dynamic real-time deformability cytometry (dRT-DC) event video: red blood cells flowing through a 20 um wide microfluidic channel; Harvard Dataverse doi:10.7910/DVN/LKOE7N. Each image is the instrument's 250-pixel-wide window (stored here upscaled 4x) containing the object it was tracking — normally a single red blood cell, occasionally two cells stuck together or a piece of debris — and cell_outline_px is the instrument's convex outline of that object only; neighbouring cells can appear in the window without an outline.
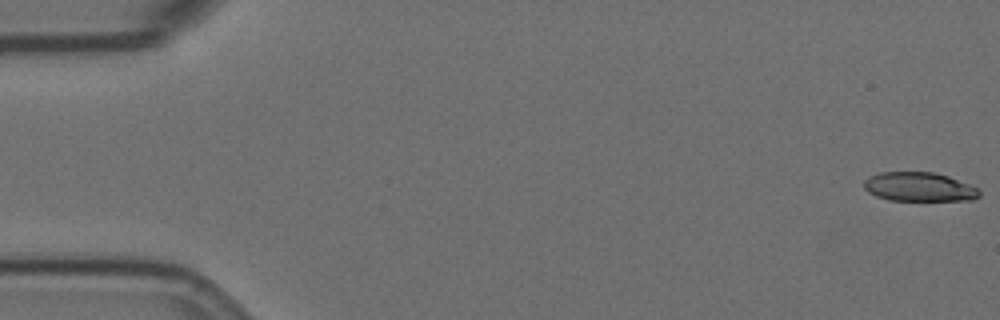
{"species": "Egyptian fruit bat (a non-hibernating species)", "species_latin": "Rousettus aegyptiacus", "temperature_condition": "room temperature", "stored_images_in_passage": 57, "camera_frame_rate_fps": 3000, "um_per_image_px": 0.085, "animal": {"sex": "female"}, "frame": {"image": 1, "passage_image": 1, "time_ms": 0.0, "image_size_px": [1000, 320], "cell_outline_px": [[980, 196], [972, 200], [888, 200], [876, 196], [868, 192], [864, 188], [864, 180], [880, 172], [932, 172], [948, 176], [968, 184], [976, 188], [980, 192]], "centroid_in_image_um": [78.11, 15.89], "position_along_channel_um": 6.9, "area_um2": 19.36}}
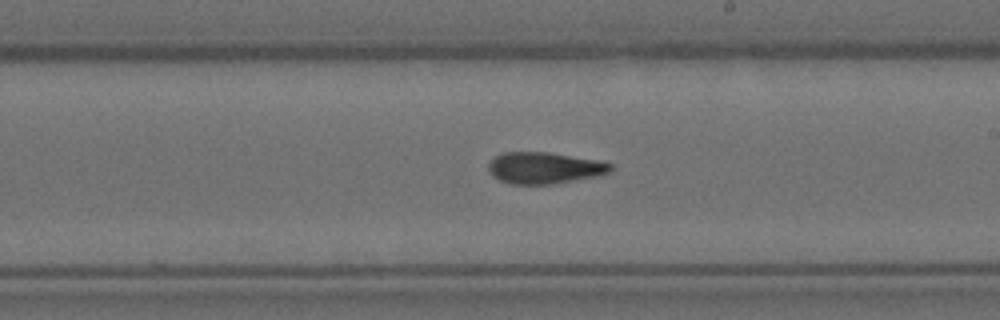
{"frame": {"image": 2, "passage_image": 33, "time_ms": 10.667, "image_size_px": [1000, 320], "cell_outline_px": [[612, 168], [608, 172], [600, 176], [552, 184], [512, 184], [500, 180], [492, 176], [488, 172], [488, 164], [496, 156], [504, 152], [548, 152], [596, 160], [612, 164]], "centroid_in_image_um": [46.26, 14.28], "position_along_channel_um": 242.7, "area_um2": 22.37}}
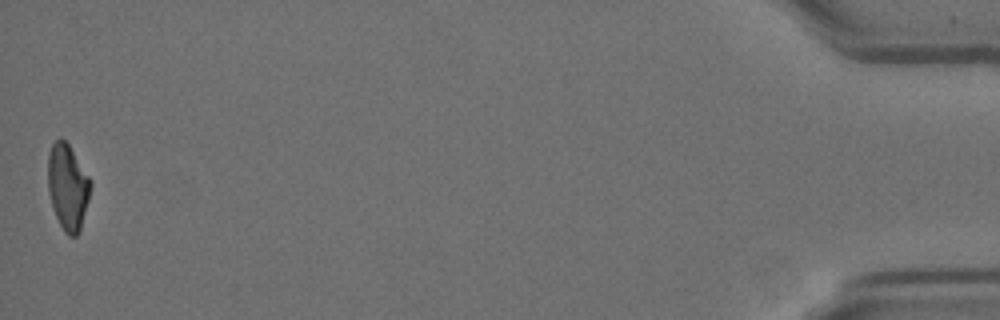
{"frame": {"image": 3, "passage_image": 57, "time_ms": 18.667, "image_size_px": [1000, 320], "cell_outline_px": [[92, 184], [80, 232], [76, 236], [68, 236], [64, 232], [56, 216], [48, 192], [48, 152], [52, 144], [60, 136], [68, 144], [92, 180]], "centroid_in_image_um": [5.76, 15.88], "position_along_channel_um": 429.4, "area_um2": 21.39}, "authors_computed_cell_mechanics": {"area_um2": 22.1374, "velocity_mm_per_s": 3.5458, "shape_relaxation_time_tau1_ms": null, "shape_relaxation_time_tau2_ms": 6.0492, "deformation_change_tau1": null, "deformation_change_tau2": 0.1494}}